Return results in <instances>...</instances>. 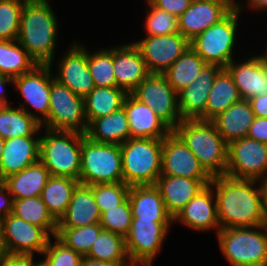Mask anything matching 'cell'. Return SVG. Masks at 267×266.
I'll return each instance as SVG.
<instances>
[{"mask_svg":"<svg viewBox=\"0 0 267 266\" xmlns=\"http://www.w3.org/2000/svg\"><path fill=\"white\" fill-rule=\"evenodd\" d=\"M210 185L216 198L220 229L264 225L259 181L222 175L213 177Z\"/></svg>","mask_w":267,"mask_h":266,"instance_id":"cell-1","label":"cell"},{"mask_svg":"<svg viewBox=\"0 0 267 266\" xmlns=\"http://www.w3.org/2000/svg\"><path fill=\"white\" fill-rule=\"evenodd\" d=\"M47 0H26L21 11L18 42L37 64L53 66L58 20Z\"/></svg>","mask_w":267,"mask_h":266,"instance_id":"cell-2","label":"cell"},{"mask_svg":"<svg viewBox=\"0 0 267 266\" xmlns=\"http://www.w3.org/2000/svg\"><path fill=\"white\" fill-rule=\"evenodd\" d=\"M173 131L212 177L226 175L228 144L211 121L182 120Z\"/></svg>","mask_w":267,"mask_h":266,"instance_id":"cell-3","label":"cell"},{"mask_svg":"<svg viewBox=\"0 0 267 266\" xmlns=\"http://www.w3.org/2000/svg\"><path fill=\"white\" fill-rule=\"evenodd\" d=\"M120 147L123 182L155 185L162 170L163 139L129 138Z\"/></svg>","mask_w":267,"mask_h":266,"instance_id":"cell-4","label":"cell"},{"mask_svg":"<svg viewBox=\"0 0 267 266\" xmlns=\"http://www.w3.org/2000/svg\"><path fill=\"white\" fill-rule=\"evenodd\" d=\"M40 135L39 160L52 176L79 180L82 133L44 130Z\"/></svg>","mask_w":267,"mask_h":266,"instance_id":"cell-5","label":"cell"},{"mask_svg":"<svg viewBox=\"0 0 267 266\" xmlns=\"http://www.w3.org/2000/svg\"><path fill=\"white\" fill-rule=\"evenodd\" d=\"M219 248L230 266H267V227L220 229Z\"/></svg>","mask_w":267,"mask_h":266,"instance_id":"cell-6","label":"cell"},{"mask_svg":"<svg viewBox=\"0 0 267 266\" xmlns=\"http://www.w3.org/2000/svg\"><path fill=\"white\" fill-rule=\"evenodd\" d=\"M123 182L122 154L118 144L97 143L82 134L79 183Z\"/></svg>","mask_w":267,"mask_h":266,"instance_id":"cell-7","label":"cell"},{"mask_svg":"<svg viewBox=\"0 0 267 266\" xmlns=\"http://www.w3.org/2000/svg\"><path fill=\"white\" fill-rule=\"evenodd\" d=\"M234 8L220 22L210 26L190 41L191 48L208 64L225 68L233 59L239 15L244 4ZM242 4V5H241Z\"/></svg>","mask_w":267,"mask_h":266,"instance_id":"cell-8","label":"cell"},{"mask_svg":"<svg viewBox=\"0 0 267 266\" xmlns=\"http://www.w3.org/2000/svg\"><path fill=\"white\" fill-rule=\"evenodd\" d=\"M49 100V114L42 123V128L86 133L88 123L82 96L74 94L68 87L53 78Z\"/></svg>","mask_w":267,"mask_h":266,"instance_id":"cell-9","label":"cell"},{"mask_svg":"<svg viewBox=\"0 0 267 266\" xmlns=\"http://www.w3.org/2000/svg\"><path fill=\"white\" fill-rule=\"evenodd\" d=\"M131 94L154 110L171 130L183 120L179 110L178 93L164 74L150 73Z\"/></svg>","mask_w":267,"mask_h":266,"instance_id":"cell-10","label":"cell"},{"mask_svg":"<svg viewBox=\"0 0 267 266\" xmlns=\"http://www.w3.org/2000/svg\"><path fill=\"white\" fill-rule=\"evenodd\" d=\"M226 176L257 180L267 176V144L248 137L228 144Z\"/></svg>","mask_w":267,"mask_h":266,"instance_id":"cell-11","label":"cell"},{"mask_svg":"<svg viewBox=\"0 0 267 266\" xmlns=\"http://www.w3.org/2000/svg\"><path fill=\"white\" fill-rule=\"evenodd\" d=\"M50 64H37L31 71L13 78V86L18 90L24 99L19 108L36 118L40 124L48 118L50 93L54 75ZM26 104V105H25ZM27 105L36 110L39 115L28 111Z\"/></svg>","mask_w":267,"mask_h":266,"instance_id":"cell-12","label":"cell"},{"mask_svg":"<svg viewBox=\"0 0 267 266\" xmlns=\"http://www.w3.org/2000/svg\"><path fill=\"white\" fill-rule=\"evenodd\" d=\"M167 234L168 229L156 220L133 218L129 233L125 237L130 262L151 265L161 251Z\"/></svg>","mask_w":267,"mask_h":266,"instance_id":"cell-13","label":"cell"},{"mask_svg":"<svg viewBox=\"0 0 267 266\" xmlns=\"http://www.w3.org/2000/svg\"><path fill=\"white\" fill-rule=\"evenodd\" d=\"M143 38L133 43L150 73L163 74L190 47V41L180 32Z\"/></svg>","mask_w":267,"mask_h":266,"instance_id":"cell-14","label":"cell"},{"mask_svg":"<svg viewBox=\"0 0 267 266\" xmlns=\"http://www.w3.org/2000/svg\"><path fill=\"white\" fill-rule=\"evenodd\" d=\"M4 250L7 254L34 256L47 247L50 235L37 225L26 222L12 213L3 219Z\"/></svg>","mask_w":267,"mask_h":266,"instance_id":"cell-15","label":"cell"},{"mask_svg":"<svg viewBox=\"0 0 267 266\" xmlns=\"http://www.w3.org/2000/svg\"><path fill=\"white\" fill-rule=\"evenodd\" d=\"M161 175L180 176L199 181L213 179L173 130L163 138Z\"/></svg>","mask_w":267,"mask_h":266,"instance_id":"cell-16","label":"cell"},{"mask_svg":"<svg viewBox=\"0 0 267 266\" xmlns=\"http://www.w3.org/2000/svg\"><path fill=\"white\" fill-rule=\"evenodd\" d=\"M57 63L55 80L68 87L74 94L85 98L95 87L88 68L87 47L81 43H72Z\"/></svg>","mask_w":267,"mask_h":266,"instance_id":"cell-17","label":"cell"},{"mask_svg":"<svg viewBox=\"0 0 267 266\" xmlns=\"http://www.w3.org/2000/svg\"><path fill=\"white\" fill-rule=\"evenodd\" d=\"M221 69L219 65L206 63L195 80L178 93L179 110L183 120L206 121L208 95Z\"/></svg>","mask_w":267,"mask_h":266,"instance_id":"cell-18","label":"cell"},{"mask_svg":"<svg viewBox=\"0 0 267 266\" xmlns=\"http://www.w3.org/2000/svg\"><path fill=\"white\" fill-rule=\"evenodd\" d=\"M236 3H212L192 0L188 9L178 17L179 32L192 41L210 26L220 22Z\"/></svg>","mask_w":267,"mask_h":266,"instance_id":"cell-19","label":"cell"},{"mask_svg":"<svg viewBox=\"0 0 267 266\" xmlns=\"http://www.w3.org/2000/svg\"><path fill=\"white\" fill-rule=\"evenodd\" d=\"M113 71L116 87L127 94L132 93L150 74L141 52L134 43L113 47Z\"/></svg>","mask_w":267,"mask_h":266,"instance_id":"cell-20","label":"cell"},{"mask_svg":"<svg viewBox=\"0 0 267 266\" xmlns=\"http://www.w3.org/2000/svg\"><path fill=\"white\" fill-rule=\"evenodd\" d=\"M214 198L215 194L209 184L187 203L173 219V222L178 221L198 232L216 229L218 233L220 223L217 215L216 198Z\"/></svg>","mask_w":267,"mask_h":266,"instance_id":"cell-21","label":"cell"},{"mask_svg":"<svg viewBox=\"0 0 267 266\" xmlns=\"http://www.w3.org/2000/svg\"><path fill=\"white\" fill-rule=\"evenodd\" d=\"M242 99L249 100L267 93L266 63L261 55L237 63L232 60L226 67Z\"/></svg>","mask_w":267,"mask_h":266,"instance_id":"cell-22","label":"cell"},{"mask_svg":"<svg viewBox=\"0 0 267 266\" xmlns=\"http://www.w3.org/2000/svg\"><path fill=\"white\" fill-rule=\"evenodd\" d=\"M126 110L130 138L163 139L172 130L160 119L154 110L128 93L123 101Z\"/></svg>","mask_w":267,"mask_h":266,"instance_id":"cell-23","label":"cell"},{"mask_svg":"<svg viewBox=\"0 0 267 266\" xmlns=\"http://www.w3.org/2000/svg\"><path fill=\"white\" fill-rule=\"evenodd\" d=\"M210 183L211 181L160 175L155 186L161 193L168 214L174 219L187 203Z\"/></svg>","mask_w":267,"mask_h":266,"instance_id":"cell-24","label":"cell"},{"mask_svg":"<svg viewBox=\"0 0 267 266\" xmlns=\"http://www.w3.org/2000/svg\"><path fill=\"white\" fill-rule=\"evenodd\" d=\"M40 137L22 136L5 139L0 165V180L39 161Z\"/></svg>","mask_w":267,"mask_h":266,"instance_id":"cell-25","label":"cell"},{"mask_svg":"<svg viewBox=\"0 0 267 266\" xmlns=\"http://www.w3.org/2000/svg\"><path fill=\"white\" fill-rule=\"evenodd\" d=\"M133 218L156 220L168 230L173 218L168 214L159 189L155 185H133L128 193Z\"/></svg>","mask_w":267,"mask_h":266,"instance_id":"cell-26","label":"cell"},{"mask_svg":"<svg viewBox=\"0 0 267 266\" xmlns=\"http://www.w3.org/2000/svg\"><path fill=\"white\" fill-rule=\"evenodd\" d=\"M101 213L89 185L78 184L57 228L83 227L100 223Z\"/></svg>","mask_w":267,"mask_h":266,"instance_id":"cell-27","label":"cell"},{"mask_svg":"<svg viewBox=\"0 0 267 266\" xmlns=\"http://www.w3.org/2000/svg\"><path fill=\"white\" fill-rule=\"evenodd\" d=\"M254 118L249 100L241 99L214 117L211 122L224 141L229 144L234 140L247 137Z\"/></svg>","mask_w":267,"mask_h":266,"instance_id":"cell-28","label":"cell"},{"mask_svg":"<svg viewBox=\"0 0 267 266\" xmlns=\"http://www.w3.org/2000/svg\"><path fill=\"white\" fill-rule=\"evenodd\" d=\"M50 176L49 170L39 160L2 181L13 200H19L40 196Z\"/></svg>","mask_w":267,"mask_h":266,"instance_id":"cell-29","label":"cell"},{"mask_svg":"<svg viewBox=\"0 0 267 266\" xmlns=\"http://www.w3.org/2000/svg\"><path fill=\"white\" fill-rule=\"evenodd\" d=\"M91 141L97 143L118 144L126 142L130 138L129 122L126 110H119L94 119L85 133Z\"/></svg>","mask_w":267,"mask_h":266,"instance_id":"cell-30","label":"cell"},{"mask_svg":"<svg viewBox=\"0 0 267 266\" xmlns=\"http://www.w3.org/2000/svg\"><path fill=\"white\" fill-rule=\"evenodd\" d=\"M242 98L226 68L216 75L206 103V121H211Z\"/></svg>","mask_w":267,"mask_h":266,"instance_id":"cell-31","label":"cell"},{"mask_svg":"<svg viewBox=\"0 0 267 266\" xmlns=\"http://www.w3.org/2000/svg\"><path fill=\"white\" fill-rule=\"evenodd\" d=\"M127 93L119 87H94L84 98L85 117L88 125L102 116H107L121 107Z\"/></svg>","mask_w":267,"mask_h":266,"instance_id":"cell-32","label":"cell"},{"mask_svg":"<svg viewBox=\"0 0 267 266\" xmlns=\"http://www.w3.org/2000/svg\"><path fill=\"white\" fill-rule=\"evenodd\" d=\"M40 122L19 107H0V137L10 139L22 136L41 135Z\"/></svg>","mask_w":267,"mask_h":266,"instance_id":"cell-33","label":"cell"},{"mask_svg":"<svg viewBox=\"0 0 267 266\" xmlns=\"http://www.w3.org/2000/svg\"><path fill=\"white\" fill-rule=\"evenodd\" d=\"M79 180L61 176H50L41 192V199L52 216L59 221L65 214L74 189Z\"/></svg>","mask_w":267,"mask_h":266,"instance_id":"cell-34","label":"cell"},{"mask_svg":"<svg viewBox=\"0 0 267 266\" xmlns=\"http://www.w3.org/2000/svg\"><path fill=\"white\" fill-rule=\"evenodd\" d=\"M12 214L42 227L51 236L57 234L58 221L49 212L40 196L13 200Z\"/></svg>","mask_w":267,"mask_h":266,"instance_id":"cell-35","label":"cell"},{"mask_svg":"<svg viewBox=\"0 0 267 266\" xmlns=\"http://www.w3.org/2000/svg\"><path fill=\"white\" fill-rule=\"evenodd\" d=\"M205 64L206 62L190 46L163 74L179 93L195 80Z\"/></svg>","mask_w":267,"mask_h":266,"instance_id":"cell-36","label":"cell"},{"mask_svg":"<svg viewBox=\"0 0 267 266\" xmlns=\"http://www.w3.org/2000/svg\"><path fill=\"white\" fill-rule=\"evenodd\" d=\"M86 256L117 266H127L131 263L126 251L125 238L104 229L100 232Z\"/></svg>","mask_w":267,"mask_h":266,"instance_id":"cell-37","label":"cell"},{"mask_svg":"<svg viewBox=\"0 0 267 266\" xmlns=\"http://www.w3.org/2000/svg\"><path fill=\"white\" fill-rule=\"evenodd\" d=\"M37 65L18 41L0 40V75L15 78Z\"/></svg>","mask_w":267,"mask_h":266,"instance_id":"cell-38","label":"cell"},{"mask_svg":"<svg viewBox=\"0 0 267 266\" xmlns=\"http://www.w3.org/2000/svg\"><path fill=\"white\" fill-rule=\"evenodd\" d=\"M87 57L88 68L95 87H116L113 71V47L101 48L94 53L87 50Z\"/></svg>","mask_w":267,"mask_h":266,"instance_id":"cell-39","label":"cell"},{"mask_svg":"<svg viewBox=\"0 0 267 266\" xmlns=\"http://www.w3.org/2000/svg\"><path fill=\"white\" fill-rule=\"evenodd\" d=\"M103 230L99 223L74 228H57L56 236L75 252L86 256Z\"/></svg>","mask_w":267,"mask_h":266,"instance_id":"cell-40","label":"cell"},{"mask_svg":"<svg viewBox=\"0 0 267 266\" xmlns=\"http://www.w3.org/2000/svg\"><path fill=\"white\" fill-rule=\"evenodd\" d=\"M26 0H0V40L17 41Z\"/></svg>","mask_w":267,"mask_h":266,"instance_id":"cell-41","label":"cell"},{"mask_svg":"<svg viewBox=\"0 0 267 266\" xmlns=\"http://www.w3.org/2000/svg\"><path fill=\"white\" fill-rule=\"evenodd\" d=\"M92 189L99 211L102 214L122 204L127 198L130 186L124 182L89 185Z\"/></svg>","mask_w":267,"mask_h":266,"instance_id":"cell-42","label":"cell"},{"mask_svg":"<svg viewBox=\"0 0 267 266\" xmlns=\"http://www.w3.org/2000/svg\"><path fill=\"white\" fill-rule=\"evenodd\" d=\"M148 12L145 19V32L147 36L170 35L179 32L178 17L155 7L146 0Z\"/></svg>","mask_w":267,"mask_h":266,"instance_id":"cell-43","label":"cell"},{"mask_svg":"<svg viewBox=\"0 0 267 266\" xmlns=\"http://www.w3.org/2000/svg\"><path fill=\"white\" fill-rule=\"evenodd\" d=\"M132 209L127 198L122 204L115 208L107 209L101 214L100 225L104 230L121 235H128L132 223Z\"/></svg>","mask_w":267,"mask_h":266,"instance_id":"cell-44","label":"cell"},{"mask_svg":"<svg viewBox=\"0 0 267 266\" xmlns=\"http://www.w3.org/2000/svg\"><path fill=\"white\" fill-rule=\"evenodd\" d=\"M55 242L48 241L47 247L41 255H44L43 261L47 266H80L82 255L75 252L56 235L53 236Z\"/></svg>","mask_w":267,"mask_h":266,"instance_id":"cell-45","label":"cell"},{"mask_svg":"<svg viewBox=\"0 0 267 266\" xmlns=\"http://www.w3.org/2000/svg\"><path fill=\"white\" fill-rule=\"evenodd\" d=\"M155 7L180 17L191 5L192 0H149Z\"/></svg>","mask_w":267,"mask_h":266,"instance_id":"cell-46","label":"cell"},{"mask_svg":"<svg viewBox=\"0 0 267 266\" xmlns=\"http://www.w3.org/2000/svg\"><path fill=\"white\" fill-rule=\"evenodd\" d=\"M247 137L267 144V118L255 117L248 130Z\"/></svg>","mask_w":267,"mask_h":266,"instance_id":"cell-47","label":"cell"},{"mask_svg":"<svg viewBox=\"0 0 267 266\" xmlns=\"http://www.w3.org/2000/svg\"><path fill=\"white\" fill-rule=\"evenodd\" d=\"M33 259L34 256L3 253L0 255V266H30Z\"/></svg>","mask_w":267,"mask_h":266,"instance_id":"cell-48","label":"cell"},{"mask_svg":"<svg viewBox=\"0 0 267 266\" xmlns=\"http://www.w3.org/2000/svg\"><path fill=\"white\" fill-rule=\"evenodd\" d=\"M13 211V198L2 180H0V217L5 218Z\"/></svg>","mask_w":267,"mask_h":266,"instance_id":"cell-49","label":"cell"},{"mask_svg":"<svg viewBox=\"0 0 267 266\" xmlns=\"http://www.w3.org/2000/svg\"><path fill=\"white\" fill-rule=\"evenodd\" d=\"M255 117L267 118V93L249 99Z\"/></svg>","mask_w":267,"mask_h":266,"instance_id":"cell-50","label":"cell"},{"mask_svg":"<svg viewBox=\"0 0 267 266\" xmlns=\"http://www.w3.org/2000/svg\"><path fill=\"white\" fill-rule=\"evenodd\" d=\"M9 84H13V78L0 75V107L9 105L8 99L5 95V89H4V87H6Z\"/></svg>","mask_w":267,"mask_h":266,"instance_id":"cell-51","label":"cell"},{"mask_svg":"<svg viewBox=\"0 0 267 266\" xmlns=\"http://www.w3.org/2000/svg\"><path fill=\"white\" fill-rule=\"evenodd\" d=\"M80 266H117V265L102 260L94 259L91 257L83 256L80 262Z\"/></svg>","mask_w":267,"mask_h":266,"instance_id":"cell-52","label":"cell"},{"mask_svg":"<svg viewBox=\"0 0 267 266\" xmlns=\"http://www.w3.org/2000/svg\"><path fill=\"white\" fill-rule=\"evenodd\" d=\"M247 3V6L255 11H267V0H248Z\"/></svg>","mask_w":267,"mask_h":266,"instance_id":"cell-53","label":"cell"},{"mask_svg":"<svg viewBox=\"0 0 267 266\" xmlns=\"http://www.w3.org/2000/svg\"><path fill=\"white\" fill-rule=\"evenodd\" d=\"M3 219L4 218L0 217V255L5 253V250H4V239H3Z\"/></svg>","mask_w":267,"mask_h":266,"instance_id":"cell-54","label":"cell"},{"mask_svg":"<svg viewBox=\"0 0 267 266\" xmlns=\"http://www.w3.org/2000/svg\"><path fill=\"white\" fill-rule=\"evenodd\" d=\"M259 182L262 189V198H267V176L262 178Z\"/></svg>","mask_w":267,"mask_h":266,"instance_id":"cell-55","label":"cell"},{"mask_svg":"<svg viewBox=\"0 0 267 266\" xmlns=\"http://www.w3.org/2000/svg\"><path fill=\"white\" fill-rule=\"evenodd\" d=\"M262 207H263V221L264 225L267 227V198H262Z\"/></svg>","mask_w":267,"mask_h":266,"instance_id":"cell-56","label":"cell"},{"mask_svg":"<svg viewBox=\"0 0 267 266\" xmlns=\"http://www.w3.org/2000/svg\"><path fill=\"white\" fill-rule=\"evenodd\" d=\"M203 2H212V3H236L235 0H196Z\"/></svg>","mask_w":267,"mask_h":266,"instance_id":"cell-57","label":"cell"},{"mask_svg":"<svg viewBox=\"0 0 267 266\" xmlns=\"http://www.w3.org/2000/svg\"><path fill=\"white\" fill-rule=\"evenodd\" d=\"M4 144H5V139L0 137V165H1V158L3 154Z\"/></svg>","mask_w":267,"mask_h":266,"instance_id":"cell-58","label":"cell"},{"mask_svg":"<svg viewBox=\"0 0 267 266\" xmlns=\"http://www.w3.org/2000/svg\"><path fill=\"white\" fill-rule=\"evenodd\" d=\"M30 266H47L46 263L42 260V261H38L36 263H34V261L30 264Z\"/></svg>","mask_w":267,"mask_h":266,"instance_id":"cell-59","label":"cell"},{"mask_svg":"<svg viewBox=\"0 0 267 266\" xmlns=\"http://www.w3.org/2000/svg\"><path fill=\"white\" fill-rule=\"evenodd\" d=\"M127 266H151L149 264H144V263H130Z\"/></svg>","mask_w":267,"mask_h":266,"instance_id":"cell-60","label":"cell"},{"mask_svg":"<svg viewBox=\"0 0 267 266\" xmlns=\"http://www.w3.org/2000/svg\"><path fill=\"white\" fill-rule=\"evenodd\" d=\"M265 61V63L267 64V49L266 51L264 52V54L261 55Z\"/></svg>","mask_w":267,"mask_h":266,"instance_id":"cell-61","label":"cell"}]
</instances>
